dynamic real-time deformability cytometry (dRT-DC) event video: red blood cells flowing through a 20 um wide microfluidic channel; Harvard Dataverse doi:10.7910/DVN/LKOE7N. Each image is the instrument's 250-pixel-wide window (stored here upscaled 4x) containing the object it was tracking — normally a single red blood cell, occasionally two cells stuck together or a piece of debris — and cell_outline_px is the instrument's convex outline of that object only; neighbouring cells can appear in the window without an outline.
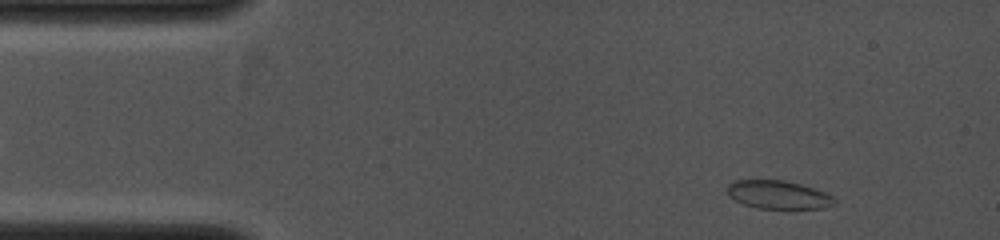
{"species": "common noctule bat (a hibernating species)", "species_latin": "Nyctalus noctula", "temperature_condition": "cold", "stored_images_in_passage": 25, "camera_frame_rate_fps": 4000, "um_per_image_px": 0.085, "animal": {"sex": "female", "body_mass_g": 19.0, "forearm_length_mm": 53.3}, "frame": {"image": 1, "passage_image": 1, "time_ms": 0.0, "image_size_px": [1000, 240], "cell_outline_px": [[836, 204], [820, 208], [756, 208], [744, 204], [736, 200], [724, 188], [728, 184], [736, 180], [784, 180], [800, 184], [824, 192], [832, 196], [836, 200]], "centroid_in_image_um": [66.14, 16.54], "position_along_channel_um": 18.9, "area_um2": 17.46}}
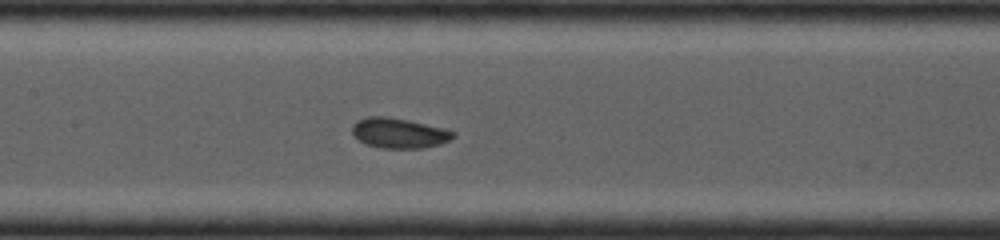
{"frame": {"image": 2, "passage_image": 11, "time_ms": 4.25, "image_size_px": [1000, 240], "cell_outline_px": [[456, 136], [440, 144], [420, 148], [380, 148], [364, 144], [352, 132], [352, 124], [356, 120], [368, 116], [388, 116], [408, 120], [444, 128], [456, 132]], "centroid_in_image_um": [33.9, 11.3], "position_along_channel_um": 173.5, "area_um2": 17.8}}
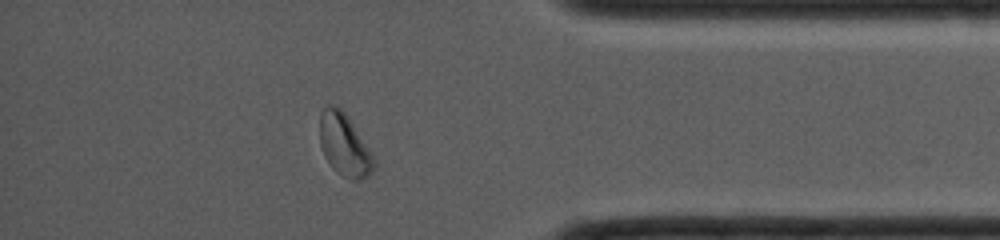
{"frame": {"image": 3, "passage_image": 22, "time_ms": 8.75, "image_size_px": [1000, 240], "cell_outline_px": [[376, 168], [368, 176], [356, 180], [352, 180], [340, 176], [332, 168], [324, 156], [320, 144], [320, 112], [324, 108], [340, 108], [348, 116], [376, 160]], "centroid_in_image_um": [29.29, 12.39], "position_along_channel_um": 405.9, "area_um2": 19.59}}